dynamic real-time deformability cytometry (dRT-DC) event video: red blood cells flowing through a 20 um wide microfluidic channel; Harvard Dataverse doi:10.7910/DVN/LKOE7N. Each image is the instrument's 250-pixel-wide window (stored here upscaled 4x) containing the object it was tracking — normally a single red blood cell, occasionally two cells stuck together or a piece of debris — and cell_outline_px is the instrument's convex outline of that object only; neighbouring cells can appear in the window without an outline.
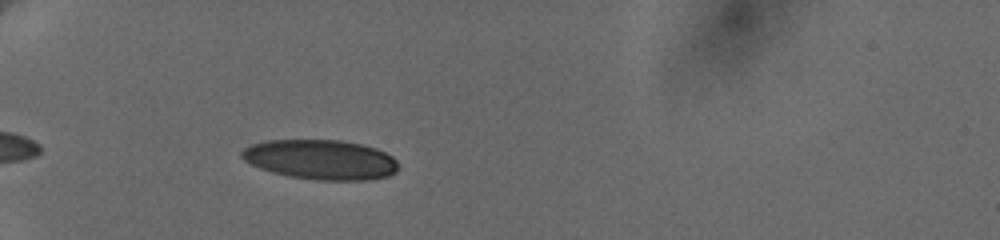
{"species": "human", "species_latin": "Homo sapiens", "temperature_condition": "cold", "stored_images_in_passage": 3, "camera_frame_rate_fps": 3000, "um_per_image_px": 0.085, "donor": {"sex": "female"}, "frame": {"image": 1, "passage_image": 1, "time_ms": 0.0, "image_size_px": [1000, 240], "cell_outline_px": [[396, 172], [388, 176], [368, 180], [320, 180], [288, 176], [272, 172], [260, 168], [244, 160], [240, 156], [240, 152], [244, 148], [252, 144], [268, 140], [340, 140], [360, 144], [376, 148], [392, 156], [396, 160]], "centroid_in_image_um": [27.24, 13.56], "position_along_channel_um": 57.8, "area_um2": 36.18}}
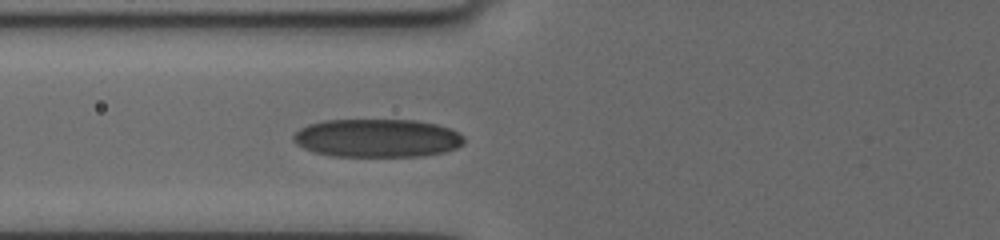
{"frame": {"image": 2, "passage_image": 3, "time_ms": 1.667, "image_size_px": [1000, 240], "cell_outline_px": [[464, 144], [456, 148], [444, 152], [424, 156], [332, 156], [312, 152], [296, 144], [292, 140], [292, 136], [300, 128], [308, 124], [324, 120], [412, 120], [436, 124], [448, 128], [464, 136]], "centroid_in_image_um": [32.03, 11.74], "position_along_channel_um": 93.8, "area_um2": 38.21}}